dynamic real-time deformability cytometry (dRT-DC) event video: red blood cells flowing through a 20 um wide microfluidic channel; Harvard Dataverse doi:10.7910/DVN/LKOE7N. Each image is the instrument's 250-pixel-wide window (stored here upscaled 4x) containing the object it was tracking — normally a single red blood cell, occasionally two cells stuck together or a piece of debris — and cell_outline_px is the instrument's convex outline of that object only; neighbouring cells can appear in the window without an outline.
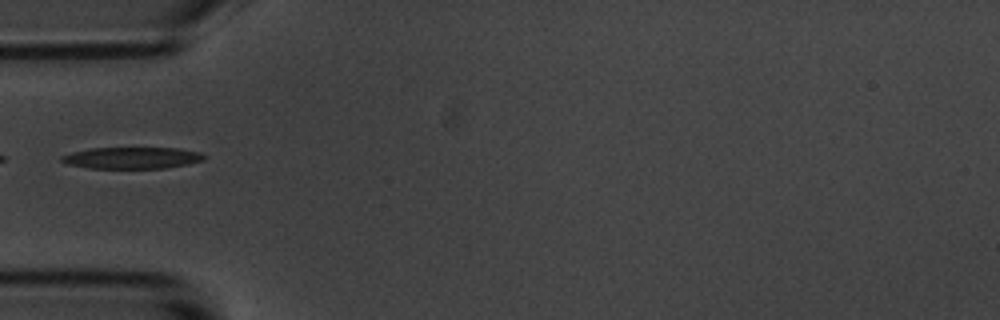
{"species": "common noctule bat (a hibernating species)", "species_latin": "Nyctalus noctula", "temperature_condition": "room temperature", "stored_images_in_passage": 39, "camera_frame_rate_fps": 3000, "um_per_image_px": 0.085, "animal": {"sex": "male", "body_mass_g": 20.1, "forearm_length_mm": 53.5}, "frame": {"image": 1, "passage_image": 1, "time_ms": 0.0, "image_size_px": [1000, 320], "cell_outline_px": [[208, 156], [204, 160], [188, 164], [164, 168], [92, 168], [68, 164], [60, 160], [60, 156], [72, 152], [92, 148], [180, 148], [200, 152]], "centroid_in_image_um": [11.27, 13.41], "position_along_channel_um": 73.7, "area_um2": 17.92}}
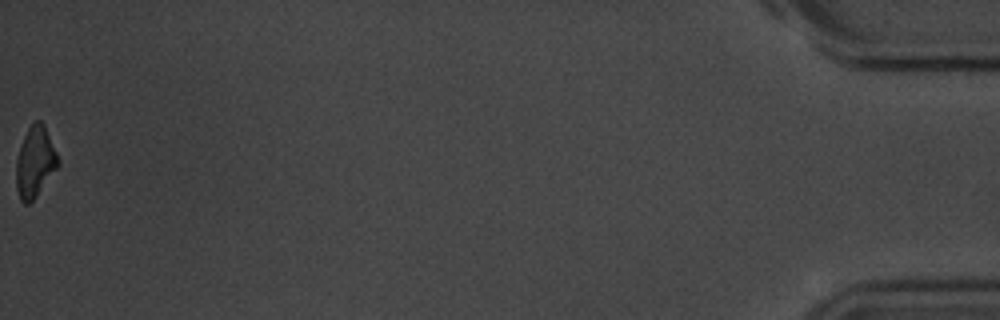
{"frame": {"image": 2, "passage_image": 39, "time_ms": 12.667, "image_size_px": [1000, 320], "cell_outline_px": [[60, 164], [36, 196], [28, 204], [24, 204], [20, 200], [16, 188], [16, 160], [24, 136], [28, 128], [36, 120], [40, 120], [44, 124], [60, 160]], "centroid_in_image_um": [2.98, 13.77], "position_along_channel_um": 432.2, "area_um2": 17.17}}